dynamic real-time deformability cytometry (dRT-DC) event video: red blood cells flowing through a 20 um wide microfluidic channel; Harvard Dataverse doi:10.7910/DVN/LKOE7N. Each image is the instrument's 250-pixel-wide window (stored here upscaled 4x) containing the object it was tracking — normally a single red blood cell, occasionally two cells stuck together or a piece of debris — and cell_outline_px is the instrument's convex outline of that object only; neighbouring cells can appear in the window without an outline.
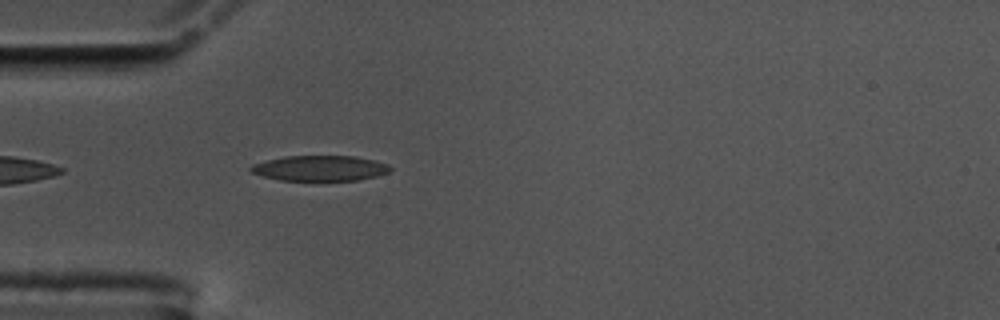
{"species": "common noctule bat (a hibernating species)", "species_latin": "Nyctalus noctula", "temperature_condition": "cold", "stored_images_in_passage": 44, "camera_frame_rate_fps": 3000, "um_per_image_px": 0.085, "animal": {"sex": "male", "body_mass_g": 17.5, "forearm_length_mm": 52.3}, "frame": {"image": 1, "passage_image": 4, "time_ms": 1.0, "image_size_px": [1000, 320], "cell_outline_px": [[392, 168], [388, 172], [376, 176], [360, 180], [280, 180], [264, 176], [252, 172], [248, 168], [252, 164], [284, 156], [356, 156], [388, 164]], "centroid_in_image_um": [27.2, 14.29], "position_along_channel_um": 57.8, "area_um2": 20.46}}
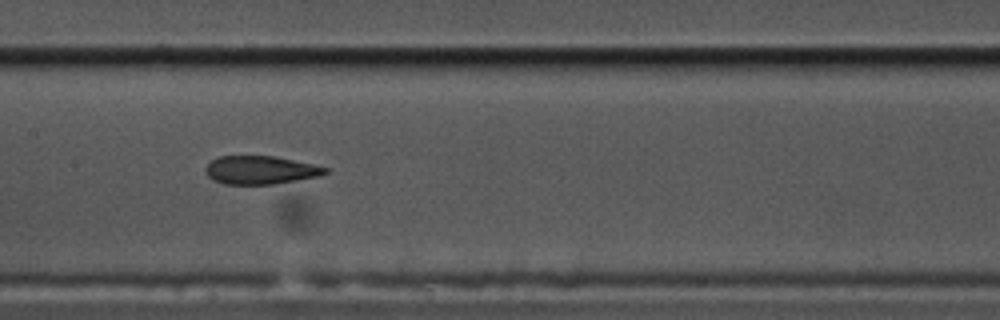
{"frame": {"image": 2, "passage_image": 15, "time_ms": 4.667, "image_size_px": [1000, 320], "cell_outline_px": [[328, 172], [320, 176], [272, 184], [224, 184], [212, 180], [204, 172], [204, 168], [212, 160], [220, 156], [272, 156], [312, 164], [328, 168]], "centroid_in_image_um": [22.1, 14.46], "position_along_channel_um": 185.3, "area_um2": 19.59}}
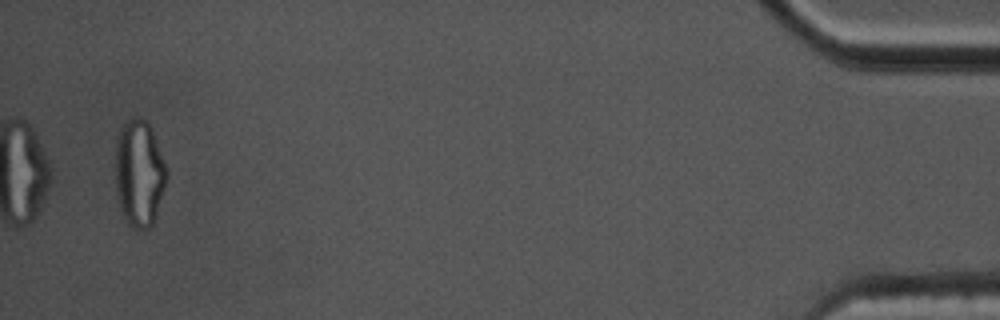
{"frame": {"image": 3, "passage_image": 42, "time_ms": 13.667, "image_size_px": [1000, 320], "cell_outline_px": [[168, 176], [156, 216], [152, 224], [148, 228], [132, 228], [124, 220], [120, 212], [116, 192], [116, 140], [120, 128], [124, 120], [128, 116], [140, 116], [148, 120], [152, 128], [168, 168]], "centroid_in_image_um": [11.84, 14.66], "position_along_channel_um": 423.4, "area_um2": 32.83}, "authors_computed_cell_mechanics": {"area_um2": 20.8369, "velocity_mm_per_s": 3.5743, "shape_relaxation_time_tau1_ms": null, "shape_relaxation_time_tau2_ms": 2.5271, "deformation_change_tau1": null, "deformation_change_tau2": 0.1026}}